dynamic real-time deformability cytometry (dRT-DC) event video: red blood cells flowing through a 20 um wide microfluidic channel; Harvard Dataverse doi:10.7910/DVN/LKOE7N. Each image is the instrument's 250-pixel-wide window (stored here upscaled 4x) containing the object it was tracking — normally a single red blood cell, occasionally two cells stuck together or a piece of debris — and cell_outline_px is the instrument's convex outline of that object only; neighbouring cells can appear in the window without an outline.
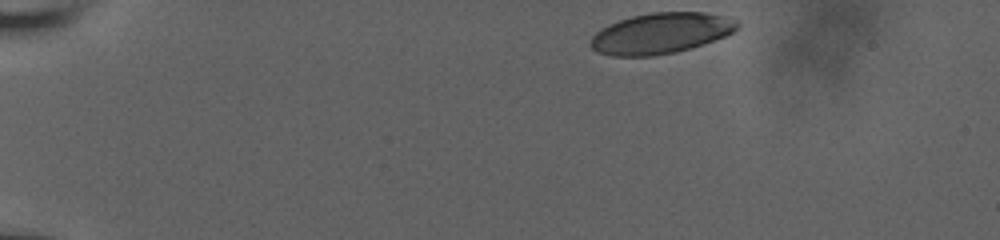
{"species": "human", "species_latin": "Homo sapiens", "temperature_condition": "room temperature", "stored_images_in_passage": 40, "camera_frame_rate_fps": 3000, "um_per_image_px": 0.085, "donor": {"sex": "male"}, "frame": {"image": 1, "passage_image": 1, "time_ms": 0.0, "image_size_px": [1000, 240], "cell_outline_px": [[740, 24], [732, 32], [724, 36], [676, 52], [652, 56], [612, 56], [596, 52], [588, 44], [588, 40], [600, 28], [608, 24], [632, 16], [652, 12], [704, 12], [728, 16], [736, 20]], "centroid_in_image_um": [56.11, 2.82], "position_along_channel_um": 28.9, "area_um2": 34.85}}
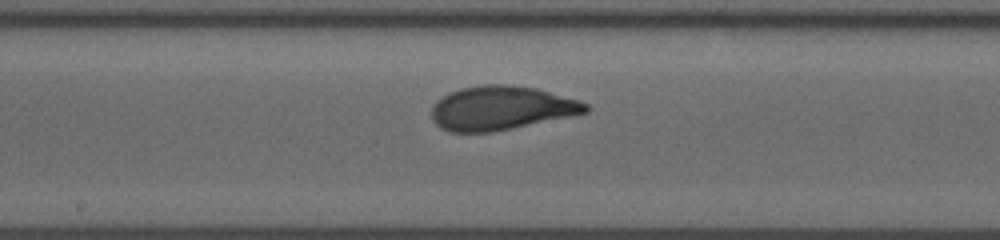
{"frame": {"image": 2, "passage_image": 23, "time_ms": 7.333, "image_size_px": [1000, 240], "cell_outline_px": [[592, 108], [588, 112], [512, 128], [492, 132], [448, 132], [440, 128], [432, 120], [432, 104], [436, 100], [448, 92], [460, 88], [484, 84], [508, 84], [536, 88], [576, 100], [588, 104]], "centroid_in_image_um": [42.54, 9.18], "position_along_channel_um": 205.7, "area_um2": 39.48}}
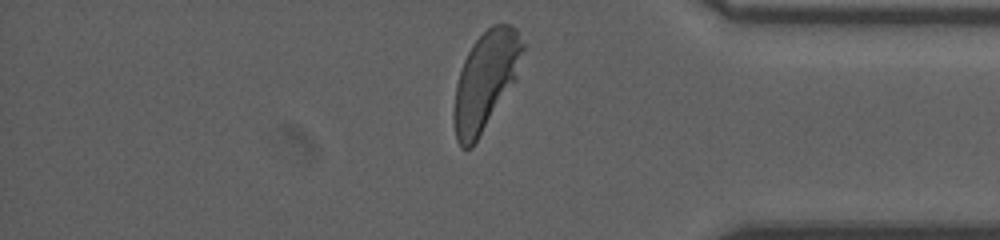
{"frame": {"image": 3, "passage_image": 39, "time_ms": 12.667, "image_size_px": [1000, 240], "cell_outline_px": [[524, 48], [516, 80], [472, 148], [460, 148], [456, 140], [452, 116], [452, 112], [456, 84], [464, 60], [472, 44], [492, 24], [508, 24], [516, 28], [524, 44]], "centroid_in_image_um": [41.25, 6.88], "position_along_channel_um": 393.9, "area_um2": 39.36}, "authors_computed_cell_mechanics": {"area_um2": 38.5815, "velocity_mm_per_s": 3.816, "shape_relaxation_time_tau1_ms": 3.1835, "shape_relaxation_time_tau2_ms": null, "deformation_change_tau1": 0.1469, "deformation_change_tau2": null}}